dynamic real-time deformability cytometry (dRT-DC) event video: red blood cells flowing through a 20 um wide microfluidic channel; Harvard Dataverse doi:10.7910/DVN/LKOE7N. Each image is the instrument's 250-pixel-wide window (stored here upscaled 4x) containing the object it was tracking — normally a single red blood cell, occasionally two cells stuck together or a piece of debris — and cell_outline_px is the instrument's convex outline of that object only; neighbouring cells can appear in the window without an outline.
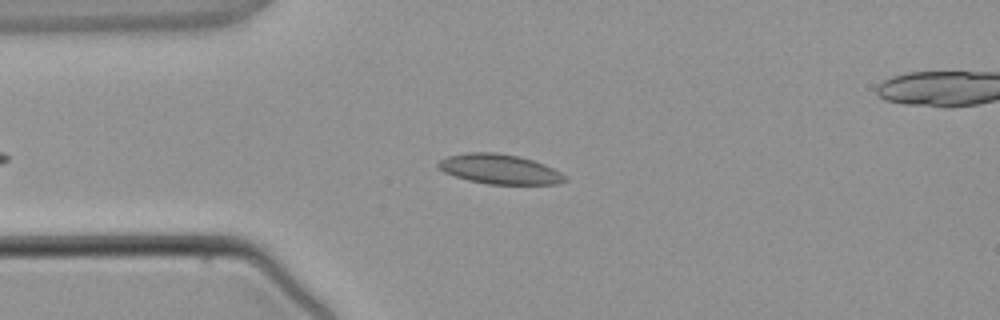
{"species": "common noctule bat (a hibernating species)", "species_latin": "Nyctalus noctula", "temperature_condition": "warm", "stored_images_in_passage": 3, "segment_of_instrument_passage": [1, 2], "camera_frame_rate_fps": 3000, "um_per_image_px": 0.085, "animal": {"sex": "male", "body_mass_g": 21.5, "forearm_length_mm": 52.0}, "frame": {"image": 1, "passage_image": 2, "time_ms": 1.333, "image_size_px": [1000, 320], "cell_outline_px": [[568, 180], [560, 184], [488, 184], [468, 180], [444, 172], [436, 164], [440, 160], [448, 156], [468, 152], [496, 152], [516, 156], [532, 160], [544, 164], [568, 176]], "centroid_in_image_um": [42.5, 14.38], "position_along_channel_um": 42.5, "area_um2": 21.91}}